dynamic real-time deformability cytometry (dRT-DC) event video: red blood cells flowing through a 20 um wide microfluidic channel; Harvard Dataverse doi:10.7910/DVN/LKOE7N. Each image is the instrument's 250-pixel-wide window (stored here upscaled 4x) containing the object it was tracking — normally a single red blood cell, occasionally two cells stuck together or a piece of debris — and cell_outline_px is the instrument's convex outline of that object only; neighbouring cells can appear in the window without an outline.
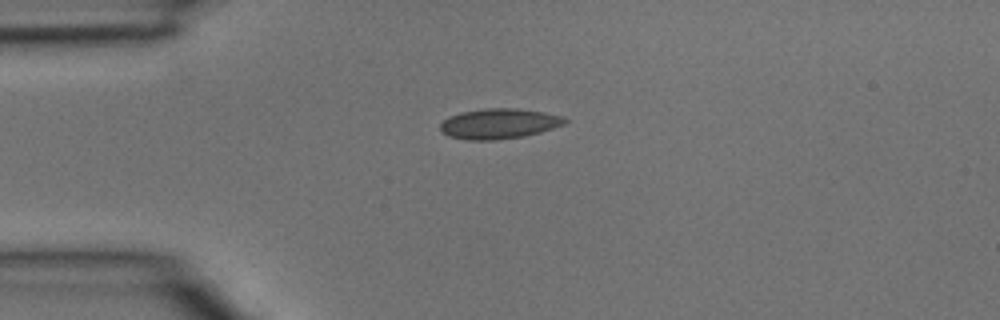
{"species": "common noctule bat (a hibernating species)", "species_latin": "Nyctalus noctula", "temperature_condition": "room temperature", "stored_images_in_passage": 2, "camera_frame_rate_fps": 3000, "um_per_image_px": 0.085, "animal": {"sex": "male", "body_mass_g": 15.6}, "frame": {"image": 1, "passage_image": 1, "time_ms": 0.0, "image_size_px": [1000, 320], "cell_outline_px": [[568, 120], [564, 124], [540, 132], [524, 136], [496, 140], [468, 140], [448, 136], [440, 128], [440, 124], [448, 116], [460, 112], [484, 108], [516, 108], [544, 112], [560, 116]], "centroid_in_image_um": [42.38, 10.51], "position_along_channel_um": 42.6, "area_um2": 21.91}}